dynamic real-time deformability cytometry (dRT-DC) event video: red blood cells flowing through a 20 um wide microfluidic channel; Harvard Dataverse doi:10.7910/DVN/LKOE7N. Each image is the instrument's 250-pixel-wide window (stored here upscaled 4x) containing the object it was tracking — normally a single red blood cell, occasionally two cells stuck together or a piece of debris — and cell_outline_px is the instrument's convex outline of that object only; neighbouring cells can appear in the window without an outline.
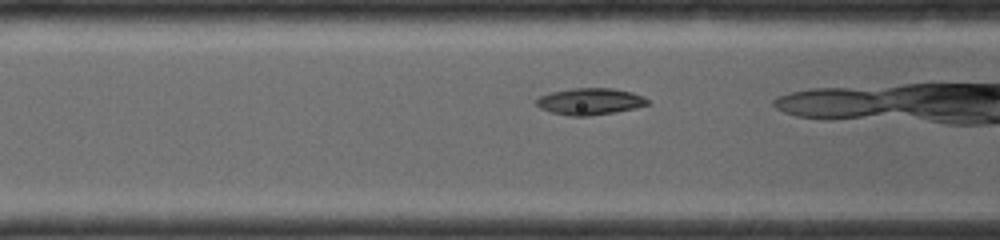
{"species": "common noctule bat (a hibernating species)", "species_latin": "Nyctalus noctula", "temperature_condition": "room temperature", "stored_images_in_passage": 13, "camera_frame_rate_fps": 4000, "um_per_image_px": 0.085, "animal": {"sex": "female", "body_mass_g": 19.0, "forearm_length_mm": 56.7}, "frame": {"image": 1, "passage_image": 4, "time_ms": 1.0, "image_size_px": [1000, 240], "cell_outline_px": [[648, 104], [632, 108], [612, 112], [588, 116], [568, 116], [552, 112], [540, 108], [536, 104], [536, 100], [540, 96], [548, 92], [572, 88], [612, 88], [632, 92], [644, 96], [648, 100]], "centroid_in_image_um": [50.1, 8.61], "position_along_channel_um": 116.5, "area_um2": 17.17}}
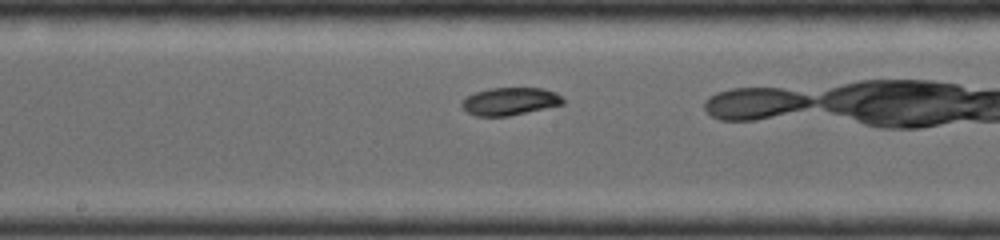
{"frame": {"image": 2, "passage_image": 10, "time_ms": 3.0, "image_size_px": [1000, 240], "cell_outline_px": [[564, 104], [508, 116], [476, 116], [468, 112], [460, 104], [464, 96], [488, 88], [544, 88], [556, 92], [564, 100]], "centroid_in_image_um": [43.32, 8.6], "position_along_channel_um": 204.9, "area_um2": 16.36}}